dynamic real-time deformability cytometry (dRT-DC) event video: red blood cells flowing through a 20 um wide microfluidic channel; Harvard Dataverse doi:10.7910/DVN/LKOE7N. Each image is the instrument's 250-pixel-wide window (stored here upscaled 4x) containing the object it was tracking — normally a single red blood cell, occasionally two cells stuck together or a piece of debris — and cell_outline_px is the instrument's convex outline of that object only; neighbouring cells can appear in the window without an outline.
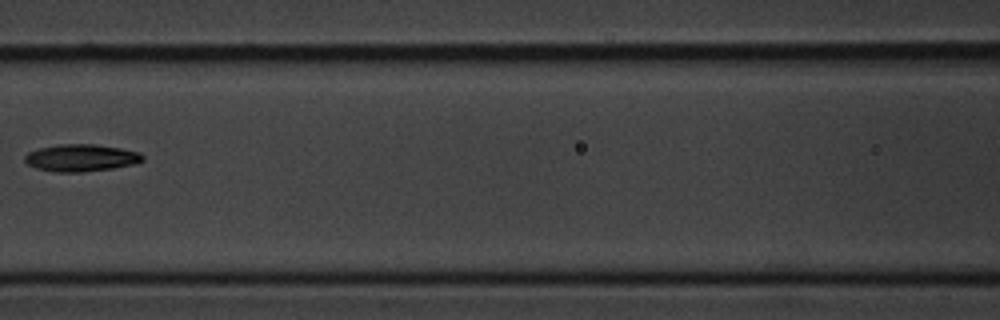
{"species": "common noctule bat (a hibernating species)", "species_latin": "Nyctalus noctula", "temperature_condition": "cold", "stored_images_in_passage": 9, "camera_frame_rate_fps": 3000, "um_per_image_px": 0.085, "animal": {"sex": "male", "body_mass_g": 20.1, "forearm_length_mm": 53.5}, "frame": {"image": 1, "passage_image": 6, "time_ms": 6.0, "image_size_px": [1000, 320], "cell_outline_px": [[144, 160], [136, 164], [112, 168], [80, 172], [56, 172], [36, 168], [28, 164], [24, 160], [24, 156], [28, 152], [40, 148], [60, 144], [96, 144], [120, 148], [140, 152], [144, 156]], "centroid_in_image_um": [6.91, 13.41], "position_along_channel_um": 159.7, "area_um2": 18.67}}
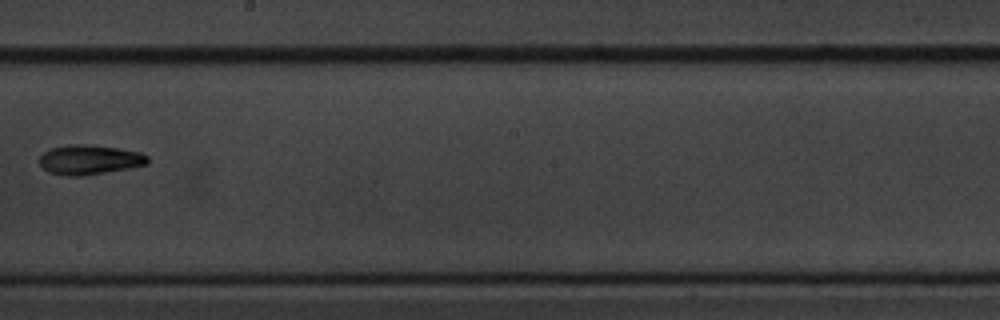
{"frame": {"image": 2, "passage_image": 8, "time_ms": 8.333, "image_size_px": [1000, 320], "cell_outline_px": [[148, 164], [128, 168], [80, 176], [68, 176], [48, 172], [40, 164], [40, 156], [44, 152], [52, 148], [68, 144], [84, 144], [120, 148], [140, 152], [148, 156]], "centroid_in_image_um": [7.61, 13.56], "position_along_channel_um": 240.6, "area_um2": 18.55}}
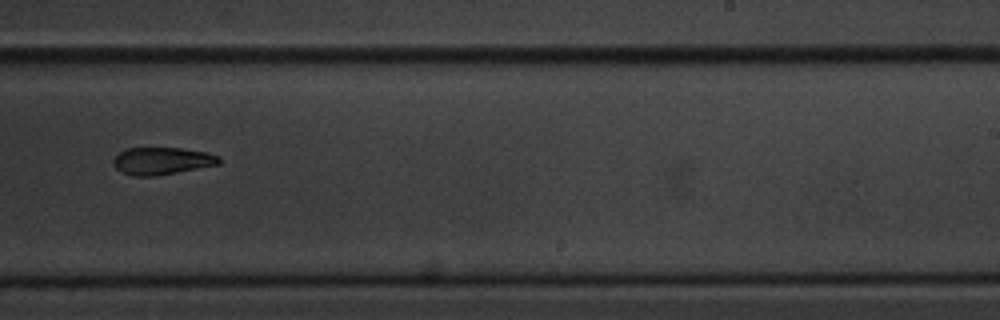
{"frame": {"image": 3, "passage_image": 9, "time_ms": 9.333, "image_size_px": [1000, 320], "cell_outline_px": [[220, 164], [156, 176], [136, 176], [120, 172], [112, 164], [112, 160], [120, 152], [128, 148], [180, 148], [208, 152], [220, 156]], "centroid_in_image_um": [13.77, 13.68], "position_along_channel_um": 275.2, "area_um2": 16.88}}